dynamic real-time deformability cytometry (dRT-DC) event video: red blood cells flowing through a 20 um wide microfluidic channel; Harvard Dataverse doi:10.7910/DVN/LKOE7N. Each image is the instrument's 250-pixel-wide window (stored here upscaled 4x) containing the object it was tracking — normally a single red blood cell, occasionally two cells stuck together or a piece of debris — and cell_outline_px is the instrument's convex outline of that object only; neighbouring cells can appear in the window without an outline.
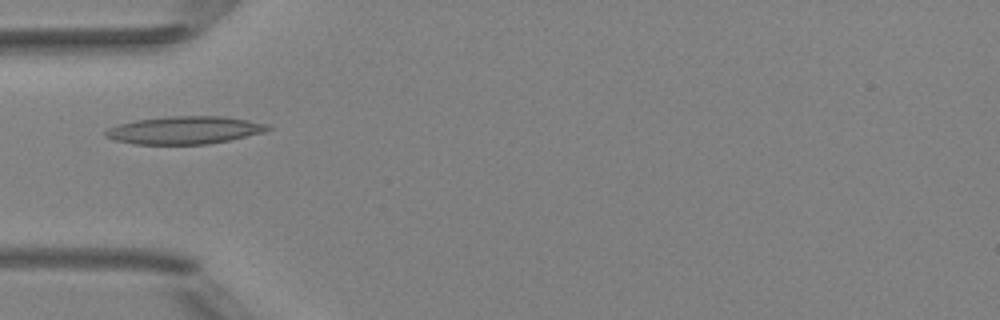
{"species": "Egyptian fruit bat (a non-hibernating species)", "species_latin": "Rousettus aegyptiacus", "temperature_condition": "room temperature", "stored_images_in_passage": 6, "camera_frame_rate_fps": 3000, "um_per_image_px": 0.085, "animal": {"sex": "female"}, "frame": {"image": 1, "passage_image": 4, "time_ms": 5.333, "image_size_px": [1000, 320], "cell_outline_px": [[272, 128], [264, 132], [228, 140], [208, 144], [132, 144], [116, 140], [104, 136], [104, 132], [108, 128], [120, 124], [136, 120], [168, 116], [220, 116], [248, 120], [272, 124]], "centroid_in_image_um": [15.71, 11.06], "position_along_channel_um": 69.3, "area_um2": 26.18}}